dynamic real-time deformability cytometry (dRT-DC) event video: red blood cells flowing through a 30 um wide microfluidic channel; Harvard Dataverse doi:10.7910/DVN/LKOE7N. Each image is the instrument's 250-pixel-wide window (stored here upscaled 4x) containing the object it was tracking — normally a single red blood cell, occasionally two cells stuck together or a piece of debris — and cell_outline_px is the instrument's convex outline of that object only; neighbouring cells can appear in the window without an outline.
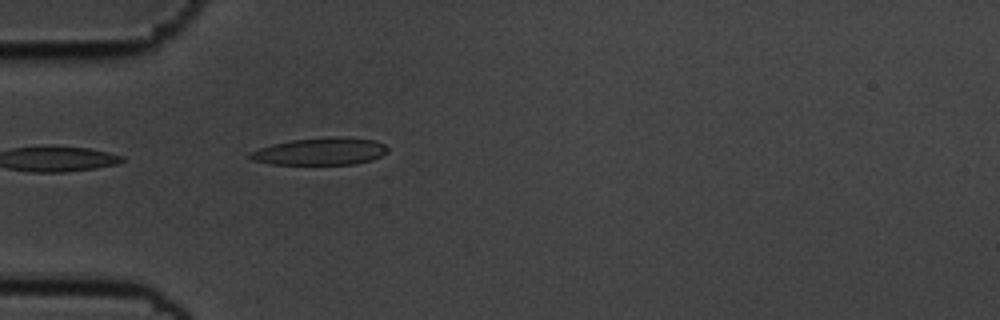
{"species": "common noctule bat (a hibernating species)", "species_latin": "Nyctalus noctula", "temperature_condition": "cold", "stored_images_in_passage": 12, "camera_frame_rate_fps": 3000, "um_per_image_px": 0.085, "animal": {"sex": "male", "body_mass_g": 19.5, "forearm_length_mm": 54.6}, "frame": {"image": 1, "passage_image": 1, "time_ms": 0.0, "image_size_px": [1000, 320], "cell_outline_px": [[388, 152], [372, 160], [356, 164], [272, 164], [252, 160], [248, 156], [252, 152], [260, 148], [272, 144], [292, 140], [328, 136], [344, 136], [376, 140], [384, 144], [388, 148]], "centroid_in_image_um": [27.29, 12.85], "position_along_channel_um": 57.7, "area_um2": 22.02}}
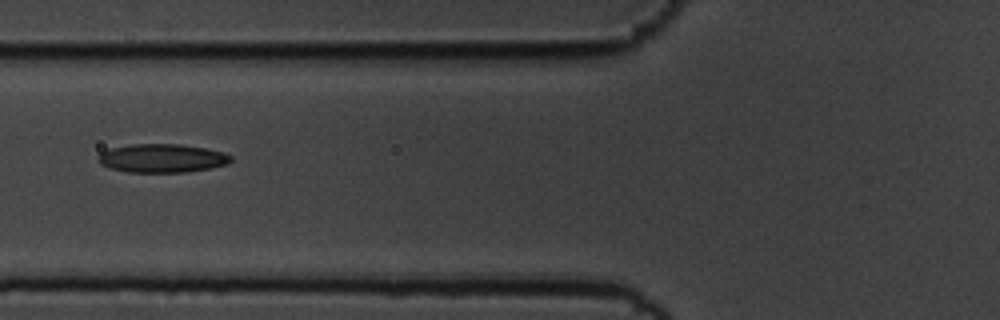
{"frame": {"image": 2, "passage_image": 6, "time_ms": 1.667, "image_size_px": [1000, 320], "cell_outline_px": [[232, 160], [228, 164], [212, 168], [188, 172], [128, 172], [112, 168], [100, 164], [96, 160], [96, 156], [100, 152], [108, 148], [132, 144], [180, 144], [204, 148], [224, 152], [232, 156]], "centroid_in_image_um": [13.76, 13.45], "position_along_channel_um": 112.0, "area_um2": 22.37}}
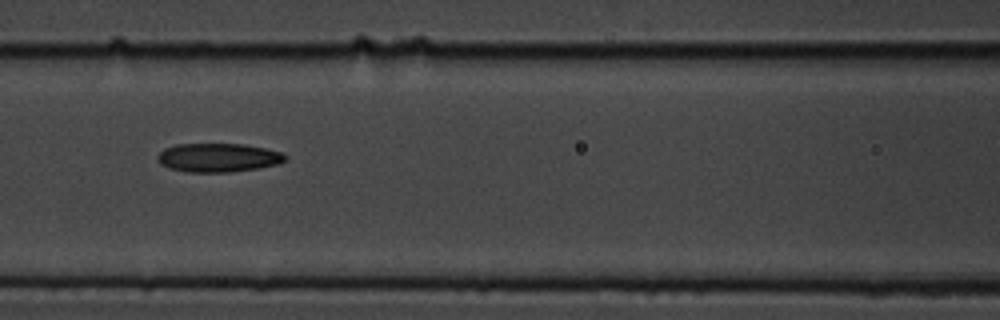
{"frame": {"image": 3, "passage_image": 9, "time_ms": 2.667, "image_size_px": [1000, 320], "cell_outline_px": [[288, 160], [280, 164], [256, 168], [228, 172], [188, 172], [168, 168], [160, 164], [156, 160], [156, 156], [164, 148], [176, 144], [244, 144], [264, 148], [280, 152], [288, 156]], "centroid_in_image_um": [18.53, 13.4], "position_along_channel_um": 148.1, "area_um2": 21.56}}